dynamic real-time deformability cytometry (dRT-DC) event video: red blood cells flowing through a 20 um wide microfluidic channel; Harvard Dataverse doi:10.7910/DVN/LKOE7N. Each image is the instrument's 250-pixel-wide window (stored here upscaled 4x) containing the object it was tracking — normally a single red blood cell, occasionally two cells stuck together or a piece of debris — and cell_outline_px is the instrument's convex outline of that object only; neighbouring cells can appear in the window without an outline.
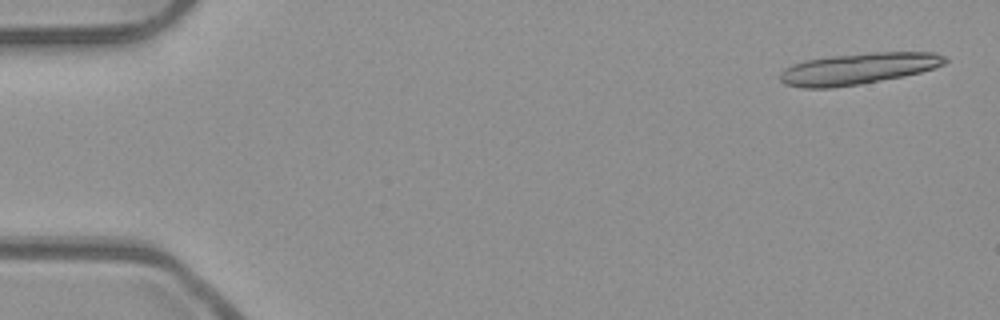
{"species": "common noctule bat (a hibernating species)", "species_latin": "Nyctalus noctula", "temperature_condition": "room temperature", "stored_images_in_passage": 18, "camera_frame_rate_fps": 3000, "um_per_image_px": 0.085, "animal": {"sex": "male", "body_mass_g": 23.1, "forearm_length_mm": 52.7}, "frame": {"image": 1, "passage_image": 2, "time_ms": 0.333, "image_size_px": [1000, 320], "cell_outline_px": [[948, 60], [944, 64], [920, 72], [904, 76], [860, 84], [832, 88], [804, 88], [784, 84], [780, 80], [780, 72], [784, 68], [792, 64], [804, 60], [832, 56], [872, 52], [936, 52], [944, 56]], "centroid_in_image_um": [72.92, 5.84], "position_along_channel_um": 12.1, "area_um2": 30.17}}